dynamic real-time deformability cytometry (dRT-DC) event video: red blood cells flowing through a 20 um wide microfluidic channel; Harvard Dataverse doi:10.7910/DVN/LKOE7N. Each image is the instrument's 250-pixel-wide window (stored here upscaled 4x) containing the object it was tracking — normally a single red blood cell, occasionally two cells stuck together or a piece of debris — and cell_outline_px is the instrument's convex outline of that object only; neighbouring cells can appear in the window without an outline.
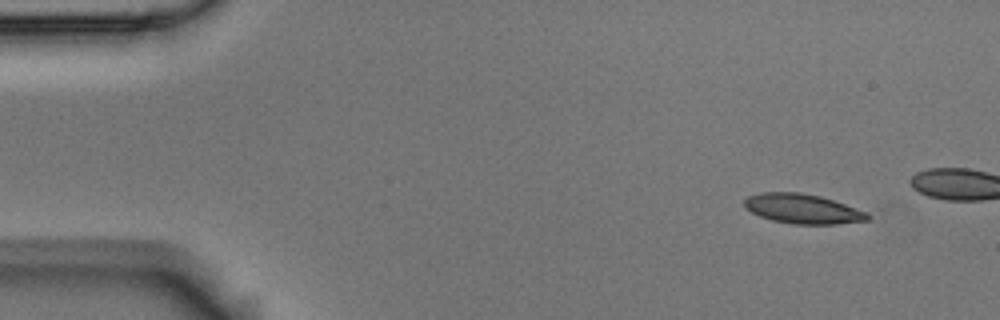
{"species": "Egyptian fruit bat (a non-hibernating species)", "species_latin": "Rousettus aegyptiacus", "temperature_condition": "room temperature", "stored_images_in_passage": 5, "segment_of_instrument_passage": [2, 2], "camera_frame_rate_fps": 3000, "um_per_image_px": 0.085, "animal": {"sex": "male"}, "frame": {"image": 1, "passage_image": 5, "time_ms": 1.333, "image_size_px": [1000, 320], "cell_outline_px": [[872, 216], [868, 220], [836, 224], [792, 224], [772, 220], [760, 216], [744, 208], [744, 200], [748, 196], [760, 192], [800, 192], [820, 196], [868, 212]], "centroid_in_image_um": [68.22, 17.75], "position_along_channel_um": 16.8, "area_um2": 21.33}}